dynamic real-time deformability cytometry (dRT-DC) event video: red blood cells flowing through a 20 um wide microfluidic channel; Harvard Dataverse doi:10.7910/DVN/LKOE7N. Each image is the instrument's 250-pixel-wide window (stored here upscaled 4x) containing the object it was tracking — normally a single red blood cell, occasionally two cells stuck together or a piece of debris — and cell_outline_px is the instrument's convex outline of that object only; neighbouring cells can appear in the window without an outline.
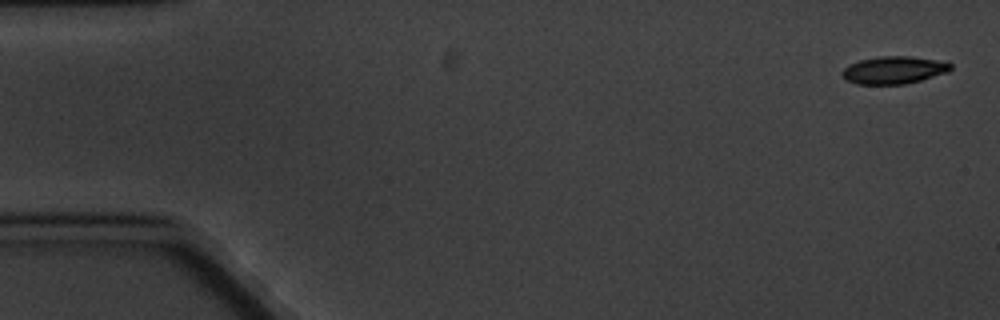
{"species": "common noctule bat (a hibernating species)", "species_latin": "Nyctalus noctula", "temperature_condition": "cold", "stored_images_in_passage": 8, "camera_frame_rate_fps": 3000, "um_per_image_px": 0.085, "animal": {"sex": "male", "body_mass_g": 20.1, "forearm_length_mm": 53.5}, "frame": {"image": 1, "passage_image": 1, "time_ms": 0.0, "image_size_px": [1000, 320], "cell_outline_px": [[952, 68], [948, 72], [920, 80], [904, 84], [856, 84], [848, 80], [840, 72], [848, 64], [860, 60], [880, 56], [908, 56], [936, 60], [952, 64]], "centroid_in_image_um": [75.96, 5.95], "position_along_channel_um": 9.0, "area_um2": 17.22}}
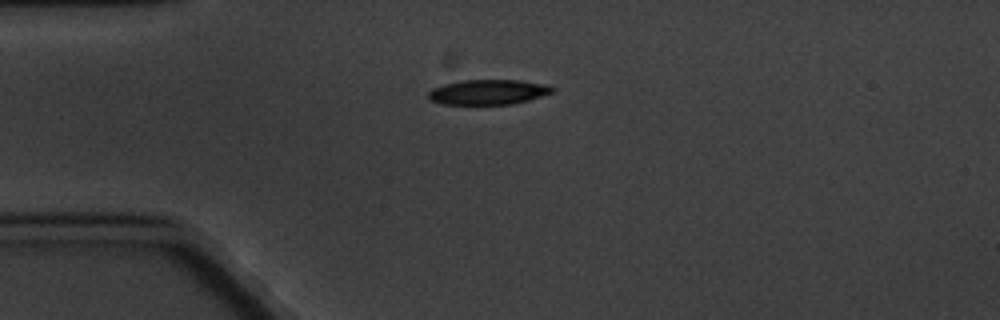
{"frame": {"image": 2, "passage_image": 4, "time_ms": 4.333, "image_size_px": [1000, 320], "cell_outline_px": [[552, 92], [528, 100], [512, 104], [444, 104], [428, 100], [428, 92], [432, 88], [444, 84], [464, 80], [520, 80], [548, 84], [552, 88]], "centroid_in_image_um": [41.46, 7.82], "position_along_channel_um": 43.5, "area_um2": 17.98}}